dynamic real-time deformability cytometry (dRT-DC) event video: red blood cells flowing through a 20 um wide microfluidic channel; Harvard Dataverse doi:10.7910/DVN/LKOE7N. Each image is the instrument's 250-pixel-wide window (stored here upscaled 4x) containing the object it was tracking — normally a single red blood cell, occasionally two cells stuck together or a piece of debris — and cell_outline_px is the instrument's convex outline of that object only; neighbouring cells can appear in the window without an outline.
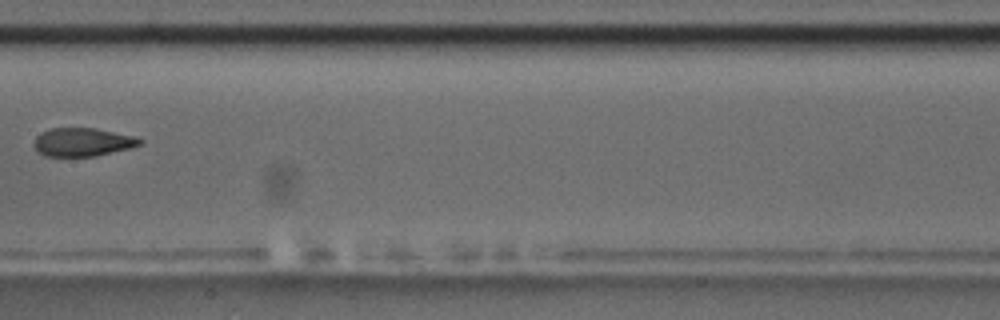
{"species": "common noctule bat (a hibernating species)", "species_latin": "Nyctalus noctula", "temperature_condition": "room temperature", "stored_images_in_passage": 10, "camera_frame_rate_fps": 3000, "um_per_image_px": 0.085, "animal": {"sex": "male", "body_mass_g": 17.5, "forearm_length_mm": 52.3}, "frame": {"image": 1, "passage_image": 7, "time_ms": 7.333, "image_size_px": [1000, 320], "cell_outline_px": [[144, 144], [132, 148], [96, 156], [44, 156], [36, 152], [32, 144], [36, 136], [40, 132], [52, 128], [96, 128], [136, 136], [144, 140]], "centroid_in_image_um": [7.04, 12.08], "position_along_channel_um": 200.4, "area_um2": 17.98}}